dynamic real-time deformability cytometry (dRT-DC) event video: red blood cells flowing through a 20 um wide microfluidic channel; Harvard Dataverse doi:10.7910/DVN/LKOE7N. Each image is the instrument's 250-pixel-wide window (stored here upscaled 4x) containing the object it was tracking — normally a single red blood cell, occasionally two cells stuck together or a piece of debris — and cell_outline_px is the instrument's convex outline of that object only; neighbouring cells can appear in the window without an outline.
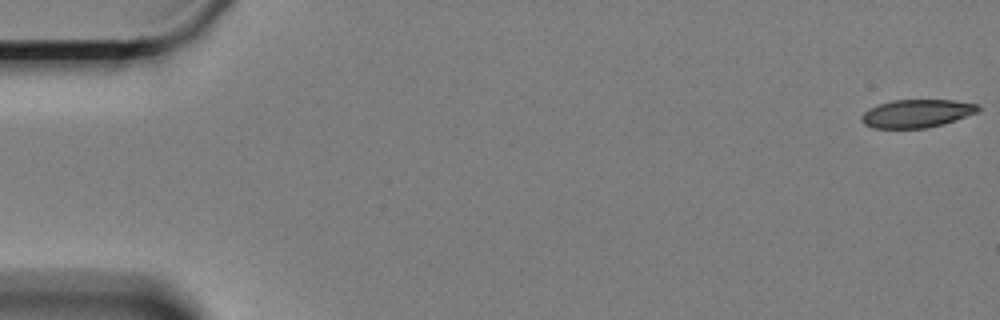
{"species": "Egyptian fruit bat (a non-hibernating species)", "species_latin": "Rousettus aegyptiacus", "temperature_condition": "cold", "stored_images_in_passage": 60, "camera_frame_rate_fps": 3000, "um_per_image_px": 0.085, "animal": {"sex": "female"}, "frame": {"image": 1, "passage_image": 1, "time_ms": 0.0, "image_size_px": [1000, 320], "cell_outline_px": [[980, 108], [976, 112], [944, 124], [924, 128], [872, 128], [864, 124], [860, 120], [860, 116], [868, 108], [876, 104], [892, 100], [956, 100], [980, 104]], "centroid_in_image_um": [77.88, 9.63], "position_along_channel_um": 7.1, "area_um2": 19.25}}
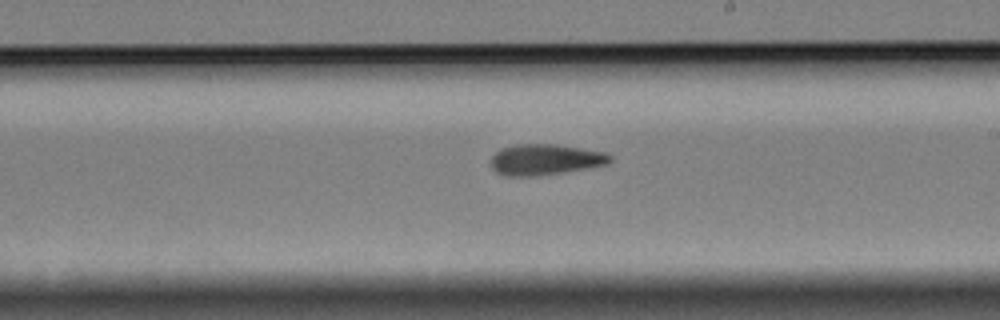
{"frame": {"image": 2, "passage_image": 35, "time_ms": 11.333, "image_size_px": [1000, 320], "cell_outline_px": [[612, 160], [608, 164], [536, 176], [504, 176], [496, 172], [492, 168], [492, 156], [496, 152], [504, 148], [516, 144], [556, 144], [604, 152], [612, 156]], "centroid_in_image_um": [46.33, 13.56], "position_along_channel_um": 242.7, "area_um2": 21.15}}
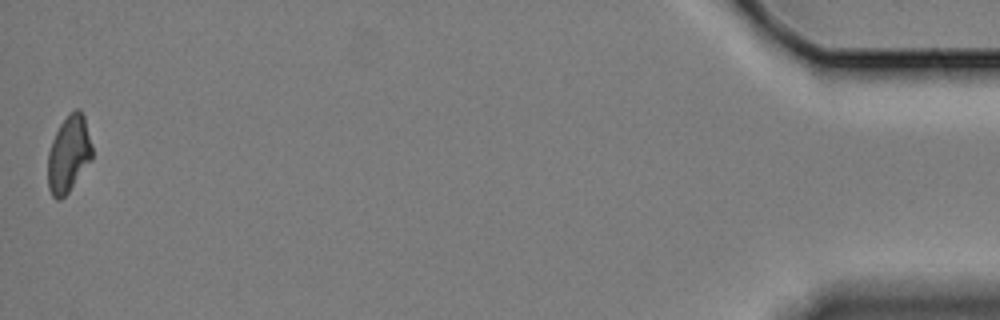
{"frame": {"image": 3, "passage_image": 60, "time_ms": 19.667, "image_size_px": [1000, 320], "cell_outline_px": [[92, 160], [68, 192], [60, 200], [56, 200], [52, 196], [48, 188], [48, 152], [52, 140], [60, 124], [76, 108], [80, 108], [84, 116], [92, 144]], "centroid_in_image_um": [5.84, 13.11], "position_along_channel_um": 429.4, "area_um2": 19.77}, "authors_computed_cell_mechanics": {"area_um2": 20.6635, "velocity_mm_per_s": 3.3173, "shape_relaxation_time_tau1_ms": null, "shape_relaxation_time_tau2_ms": 2.6124, "deformation_change_tau1": null, "deformation_change_tau2": 0.1056}}